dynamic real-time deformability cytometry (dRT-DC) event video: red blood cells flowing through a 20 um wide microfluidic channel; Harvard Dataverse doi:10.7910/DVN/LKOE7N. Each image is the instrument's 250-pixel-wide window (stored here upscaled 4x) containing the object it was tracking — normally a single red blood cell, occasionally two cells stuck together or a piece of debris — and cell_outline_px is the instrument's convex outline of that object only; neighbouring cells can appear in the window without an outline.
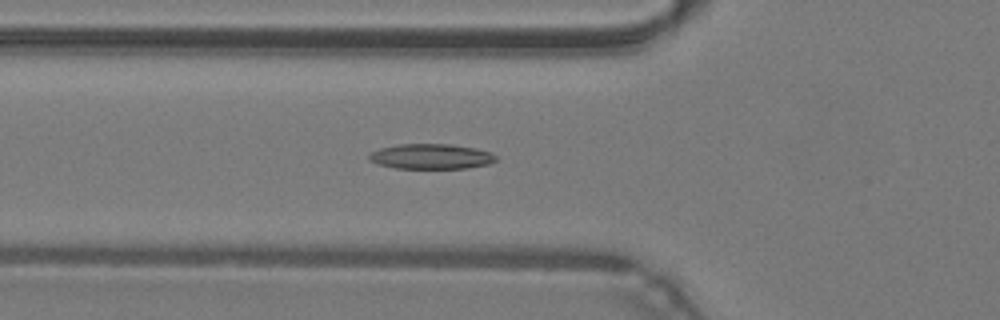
{"species": "common noctule bat (a hibernating species)", "species_latin": "Nyctalus noctula", "temperature_condition": "warm", "stored_images_in_passage": 48, "camera_frame_rate_fps": 3000, "um_per_image_px": 0.085, "animal": {"sex": "male", "body_mass_g": 19.2, "forearm_length_mm": 51.8}, "frame": {"image": 1, "passage_image": 17, "time_ms": 5.333, "image_size_px": [1000, 320], "cell_outline_px": [[496, 160], [488, 164], [468, 168], [396, 168], [376, 164], [368, 160], [368, 156], [372, 152], [380, 148], [400, 144], [452, 144], [476, 148], [492, 152], [496, 156]], "centroid_in_image_um": [36.64, 13.3], "position_along_channel_um": 89.2, "area_um2": 18.67}}
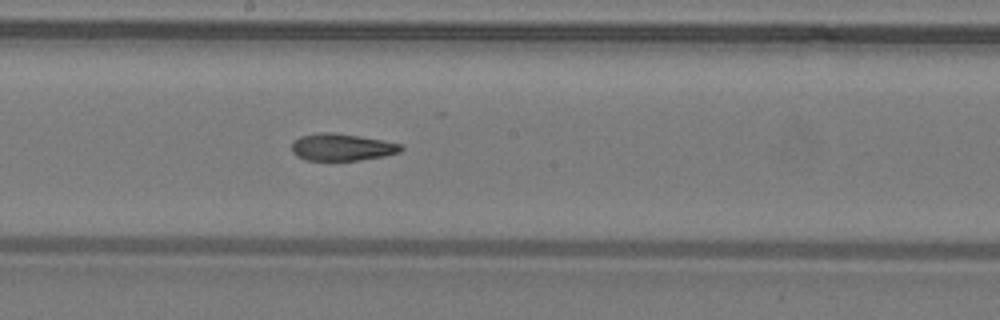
{"frame": {"image": 2, "passage_image": 26, "time_ms": 8.333, "image_size_px": [1000, 320], "cell_outline_px": [[404, 148], [400, 152], [384, 156], [360, 160], [304, 160], [296, 156], [292, 152], [292, 144], [300, 136], [320, 132], [336, 132], [360, 136], [400, 144]], "centroid_in_image_um": [29.04, 12.51], "position_along_channel_um": 219.2, "area_um2": 17.22}}
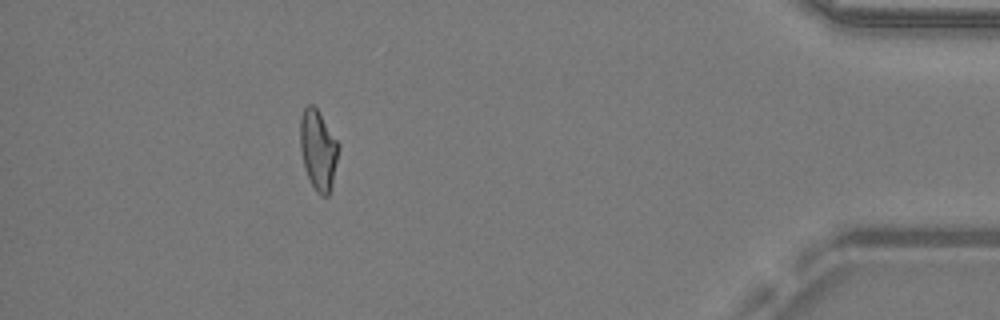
{"frame": {"image": 3, "passage_image": 43, "time_ms": 14.0, "image_size_px": [1000, 320], "cell_outline_px": [[340, 148], [332, 184], [328, 196], [320, 196], [316, 192], [304, 168], [300, 148], [300, 120], [304, 108], [308, 104], [312, 104], [316, 108], [340, 144]], "centroid_in_image_um": [27.05, 12.75], "position_along_channel_um": 408.1, "area_um2": 17.92}, "authors_computed_cell_mechanics": {"area_um2": 18.1203, "velocity_mm_per_s": 4.3159, "shape_relaxation_time_tau1_ms": null, "shape_relaxation_time_tau2_ms": 4.0327, "deformation_change_tau1": null, "deformation_change_tau2": 0.1351}}